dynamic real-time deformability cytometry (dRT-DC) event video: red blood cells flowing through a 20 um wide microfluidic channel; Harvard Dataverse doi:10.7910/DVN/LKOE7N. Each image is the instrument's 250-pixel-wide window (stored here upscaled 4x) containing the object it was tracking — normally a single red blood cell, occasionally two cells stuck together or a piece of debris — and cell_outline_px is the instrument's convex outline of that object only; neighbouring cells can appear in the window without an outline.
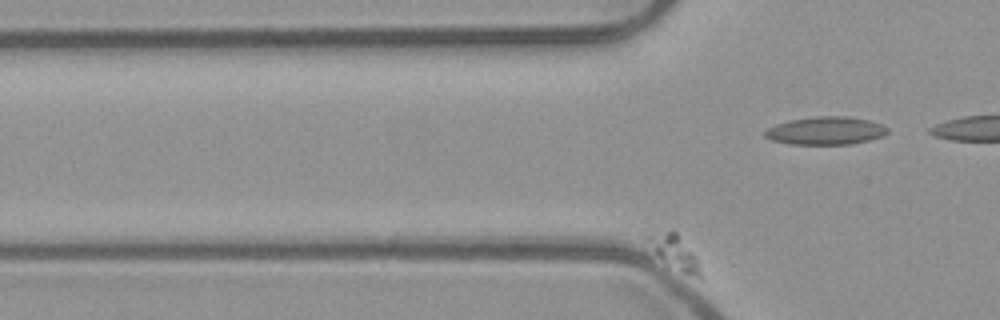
{"species": "common noctule bat (a hibernating species)", "species_latin": "Nyctalus noctula", "temperature_condition": "room temperature", "stored_images_in_passage": 43, "camera_frame_rate_fps": 3000, "um_per_image_px": 0.085, "animal": {"sex": "male", "body_mass_g": 23.1, "forearm_length_mm": 52.7}, "frame": {"image": 1, "passage_image": 2, "time_ms": 0.333, "image_size_px": [1000, 320], "cell_outline_px": [[704, 280], [700, 280], [680, 272], [664, 260], [644, 240], [644, 232], [676, 232], [696, 256], [704, 276]], "centroid_in_image_um": [57.38, 21.48], "position_along_channel_um": 68.4, "area_um2": 10.58}}